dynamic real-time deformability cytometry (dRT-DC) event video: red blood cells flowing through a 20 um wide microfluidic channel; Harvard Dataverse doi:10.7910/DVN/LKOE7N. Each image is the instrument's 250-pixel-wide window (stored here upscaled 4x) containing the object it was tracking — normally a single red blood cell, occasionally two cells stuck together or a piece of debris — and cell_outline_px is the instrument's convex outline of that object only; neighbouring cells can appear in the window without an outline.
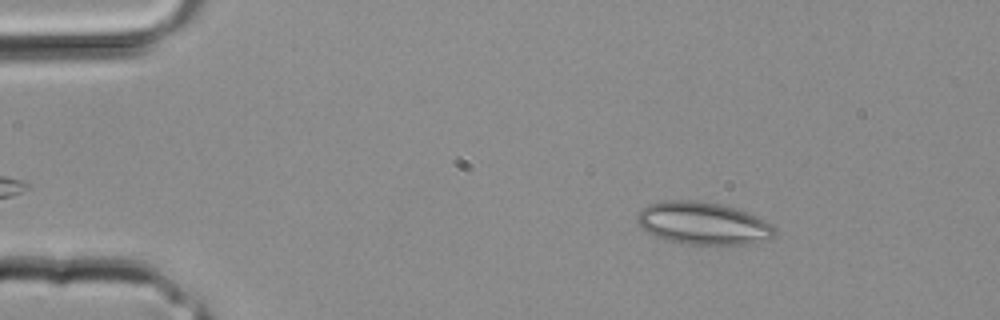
{"species": "common noctule bat (a hibernating species)", "species_latin": "Nyctalus noctula", "temperature_condition": "room temperature", "stored_images_in_passage": 33, "camera_frame_rate_fps": 3000, "um_per_image_px": 0.085, "animal": {"sex": "male", "body_mass_g": 20.4}, "frame": {"image": 1, "passage_image": 4, "time_ms": 1.0, "image_size_px": [1000, 320], "cell_outline_px": [[776, 236], [768, 240], [748, 244], [688, 244], [664, 240], [640, 228], [636, 220], [636, 216], [648, 204], [660, 200], [696, 200], [720, 204], [736, 208], [748, 212], [772, 224], [776, 228]], "centroid_in_image_um": [59.77, 18.98], "position_along_channel_um": 25.2, "area_um2": 34.39}}
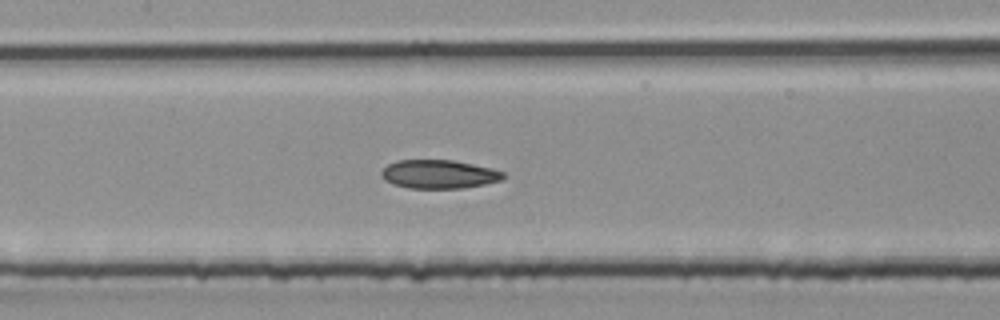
{"frame": {"image": 2, "passage_image": 15, "time_ms": 4.667, "image_size_px": [1000, 320], "cell_outline_px": [[504, 176], [500, 180], [484, 184], [464, 188], [408, 188], [392, 184], [384, 180], [380, 176], [380, 172], [388, 164], [396, 160], [452, 160], [492, 168], [504, 172]], "centroid_in_image_um": [37.26, 14.81], "position_along_channel_um": 170.1, "area_um2": 20.35}}
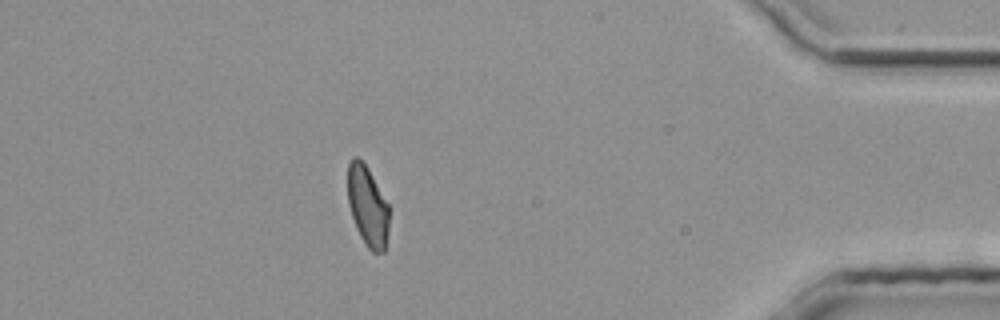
{"frame": {"image": 3, "passage_image": 29, "time_ms": 9.333, "image_size_px": [1000, 320], "cell_outline_px": [[388, 232], [384, 252], [372, 252], [368, 248], [360, 236], [356, 228], [348, 204], [348, 164], [352, 156], [356, 156], [368, 168], [388, 204]], "centroid_in_image_um": [31.23, 17.52], "position_along_channel_um": 404.0, "area_um2": 19.19}}